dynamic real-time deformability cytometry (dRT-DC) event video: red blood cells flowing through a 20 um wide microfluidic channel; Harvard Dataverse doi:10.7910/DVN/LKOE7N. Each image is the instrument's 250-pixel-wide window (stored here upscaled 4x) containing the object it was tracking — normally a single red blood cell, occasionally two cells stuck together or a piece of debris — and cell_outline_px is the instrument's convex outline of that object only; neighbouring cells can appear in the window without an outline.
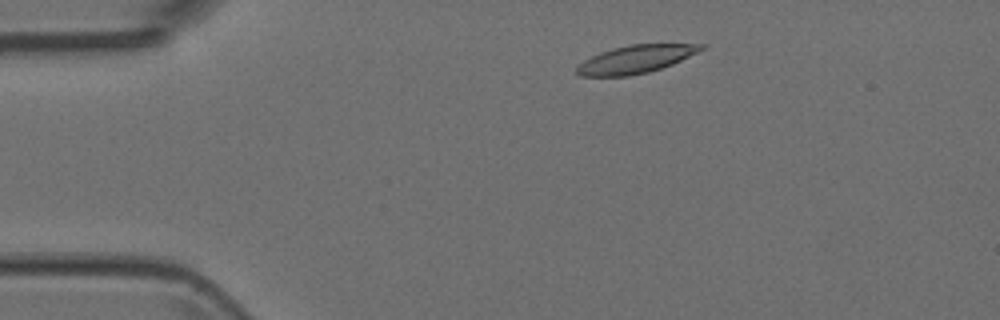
{"species": "Egyptian fruit bat (a non-hibernating species)", "species_latin": "Rousettus aegyptiacus", "temperature_condition": "room temperature", "stored_images_in_passage": 4, "camera_frame_rate_fps": 3000, "um_per_image_px": 0.085, "animal": {"sex": "female"}, "frame": {"image": 1, "passage_image": 1, "time_ms": 0.0, "image_size_px": [1000, 320], "cell_outline_px": [[704, 48], [672, 64], [648, 72], [628, 76], [580, 76], [576, 72], [576, 68], [584, 60], [600, 52], [612, 48], [628, 44], [704, 44]], "centroid_in_image_um": [53.98, 5.03], "position_along_channel_um": 31.0, "area_um2": 19.94}}
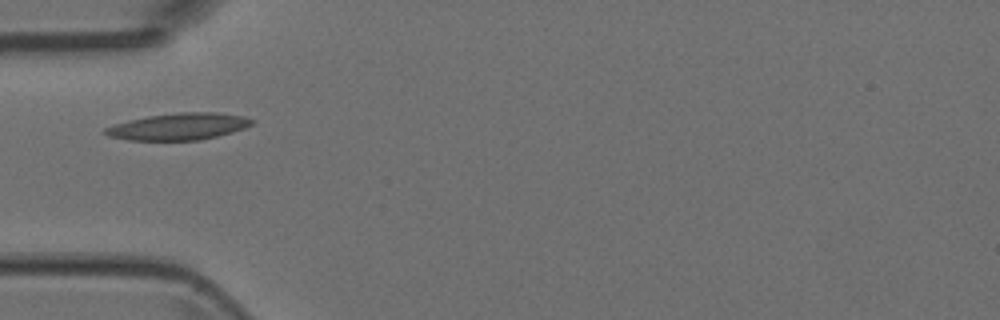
{"frame": {"image": 2, "passage_image": 3, "time_ms": 0.667, "image_size_px": [1000, 320], "cell_outline_px": [[256, 120], [252, 124], [244, 128], [232, 132], [200, 140], [128, 140], [108, 136], [100, 132], [104, 128], [128, 120], [148, 116], [176, 112], [216, 112], [244, 116]], "centroid_in_image_um": [15.17, 10.75], "position_along_channel_um": 69.8, "area_um2": 23.0}}
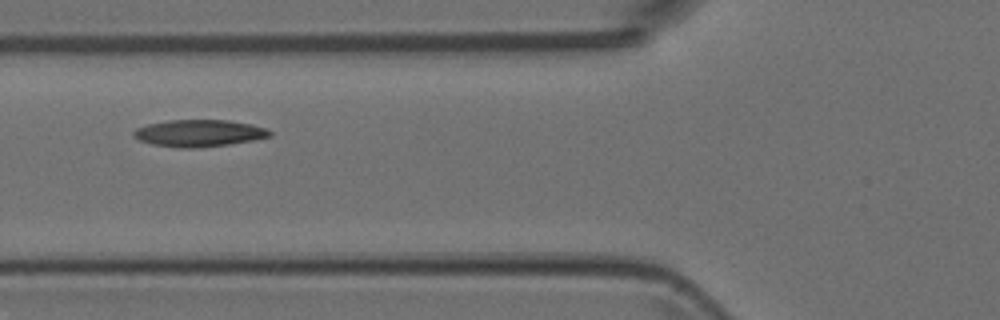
{"frame": {"image": 3, "passage_image": 4, "time_ms": 1.0, "image_size_px": [1000, 320], "cell_outline_px": [[272, 136], [252, 140], [228, 144], [196, 148], [180, 148], [152, 144], [140, 140], [132, 136], [132, 132], [136, 128], [148, 124], [168, 120], [228, 120], [252, 124], [264, 128], [272, 132]], "centroid_in_image_um": [16.9, 11.31], "position_along_channel_um": 108.9, "area_um2": 21.33}}